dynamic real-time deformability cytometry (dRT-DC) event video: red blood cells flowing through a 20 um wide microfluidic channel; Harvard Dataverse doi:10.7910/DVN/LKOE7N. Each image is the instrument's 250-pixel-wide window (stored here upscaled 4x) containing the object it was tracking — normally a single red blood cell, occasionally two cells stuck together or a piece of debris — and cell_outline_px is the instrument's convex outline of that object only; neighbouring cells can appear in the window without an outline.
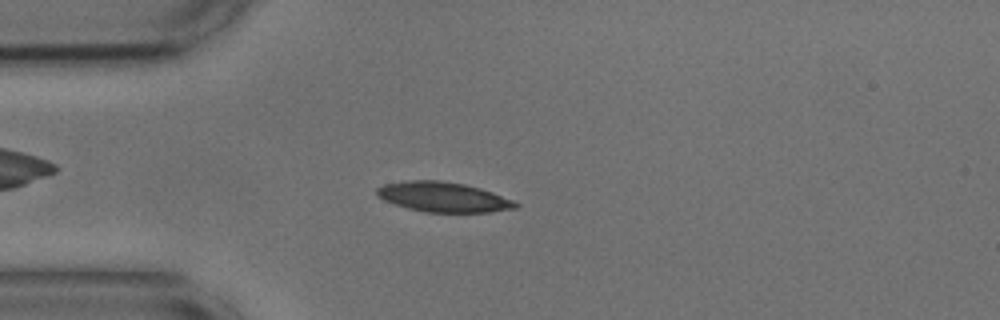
{"species": "common noctule bat (a hibernating species)", "species_latin": "Nyctalus noctula", "temperature_condition": "cold", "stored_images_in_passage": 54, "camera_frame_rate_fps": 3000, "um_per_image_px": 0.085, "animal": {"sex": "male", "body_mass_g": 17.9, "forearm_length_mm": 54.2}, "frame": {"image": 1, "passage_image": 13, "time_ms": 4.0, "image_size_px": [1000, 320], "cell_outline_px": [[520, 204], [516, 208], [492, 212], [424, 212], [408, 208], [384, 200], [376, 196], [376, 188], [384, 184], [408, 180], [440, 180], [464, 184], [480, 188], [492, 192], [512, 200]], "centroid_in_image_um": [37.66, 16.74], "position_along_channel_um": 47.3, "area_um2": 24.16}}
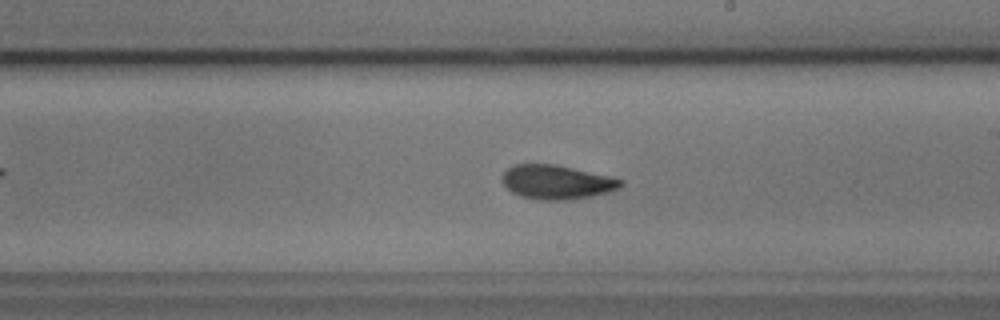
{"frame": {"image": 2, "passage_image": 30, "time_ms": 9.667, "image_size_px": [1000, 320], "cell_outline_px": [[624, 184], [608, 192], [592, 196], [568, 200], [540, 200], [520, 196], [512, 192], [500, 180], [500, 176], [508, 168], [516, 164], [556, 164], [608, 176], [624, 180]], "centroid_in_image_um": [47.28, 15.48], "position_along_channel_um": 241.7, "area_um2": 23.52}}
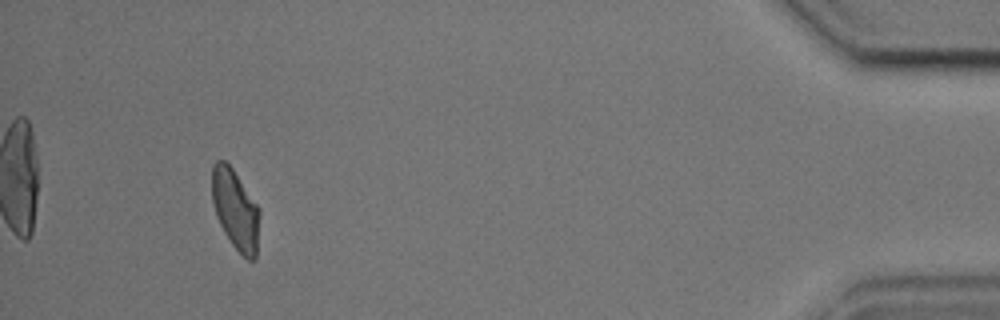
{"frame": {"image": 3, "passage_image": 50, "time_ms": 16.333, "image_size_px": [1000, 320], "cell_outline_px": [[260, 212], [256, 256], [252, 260], [248, 260], [232, 244], [224, 232], [216, 216], [212, 200], [212, 164], [216, 160], [224, 160], [232, 168], [260, 208]], "centroid_in_image_um": [20.01, 17.79], "position_along_channel_um": 415.2, "area_um2": 22.14}, "authors_computed_cell_mechanics": {"area_um2": 23.2356, "velocity_mm_per_s": 3.6307, "shape_relaxation_time_tau1_ms": 4.4928, "shape_relaxation_time_tau2_ms": 2.272, "deformation_change_tau1": 0.1293, "deformation_change_tau2": 0.072}}